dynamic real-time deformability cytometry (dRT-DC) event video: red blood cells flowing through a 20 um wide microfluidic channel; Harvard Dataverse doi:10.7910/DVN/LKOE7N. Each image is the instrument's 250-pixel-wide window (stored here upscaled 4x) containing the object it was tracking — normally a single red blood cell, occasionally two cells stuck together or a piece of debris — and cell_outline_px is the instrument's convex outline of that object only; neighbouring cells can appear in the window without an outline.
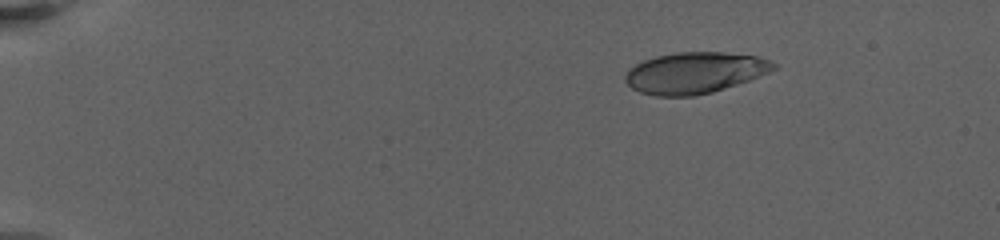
{"species": "human", "species_latin": "Homo sapiens", "temperature_condition": "warm", "stored_images_in_passage": 38, "camera_frame_rate_fps": 3000, "um_per_image_px": 0.085, "donor": {"sex": "female"}, "frame": {"image": 1, "passage_image": 1, "time_ms": 0.0, "image_size_px": [1000, 240], "cell_outline_px": [[776, 68], [768, 72], [748, 80], [712, 92], [692, 96], [656, 96], [640, 92], [632, 88], [624, 80], [624, 76], [628, 68], [644, 60], [656, 56], [680, 52], [724, 52], [756, 56], [768, 60], [776, 64]], "centroid_in_image_um": [59.01, 6.18], "position_along_channel_um": 26.0, "area_um2": 35.37}}
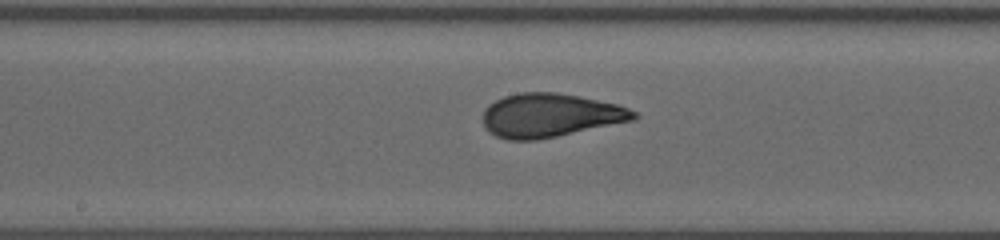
{"frame": {"image": 2, "passage_image": 20, "time_ms": 9.0, "image_size_px": [1000, 240], "cell_outline_px": [[640, 116], [636, 120], [536, 140], [504, 140], [488, 132], [484, 128], [484, 108], [488, 104], [504, 96], [520, 92], [556, 92], [580, 96], [616, 104], [628, 108], [636, 112]], "centroid_in_image_um": [46.75, 9.8], "position_along_channel_um": 201.4, "area_um2": 38.61}}
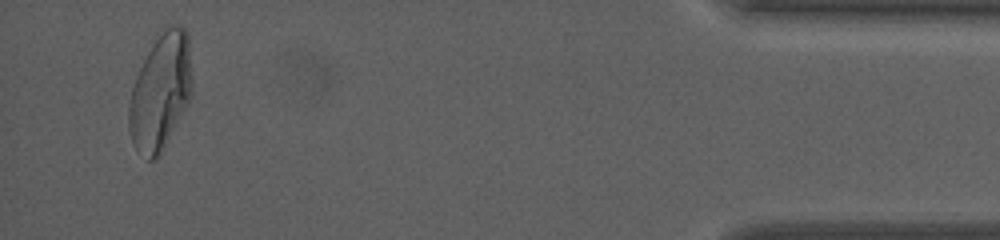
{"frame": {"image": 3, "passage_image": 37, "time_ms": 18.0, "image_size_px": [1000, 240], "cell_outline_px": [[192, 92], [188, 104], [168, 140], [160, 152], [152, 160], [148, 160], [136, 148], [132, 140], [128, 128], [128, 108], [132, 88], [136, 76], [148, 52], [164, 24], [180, 24], [188, 32], [192, 88]], "centroid_in_image_um": [13.65, 7.74], "position_along_channel_um": 421.5, "area_um2": 42.66}, "authors_computed_cell_mechanics": {"area_um2": 37.3677, "velocity_mm_per_s": 3.16, "shape_relaxation_time_tau1_ms": 7.6727, "shape_relaxation_time_tau2_ms": null, "deformation_change_tau1": 0.2606, "deformation_change_tau2": null}}